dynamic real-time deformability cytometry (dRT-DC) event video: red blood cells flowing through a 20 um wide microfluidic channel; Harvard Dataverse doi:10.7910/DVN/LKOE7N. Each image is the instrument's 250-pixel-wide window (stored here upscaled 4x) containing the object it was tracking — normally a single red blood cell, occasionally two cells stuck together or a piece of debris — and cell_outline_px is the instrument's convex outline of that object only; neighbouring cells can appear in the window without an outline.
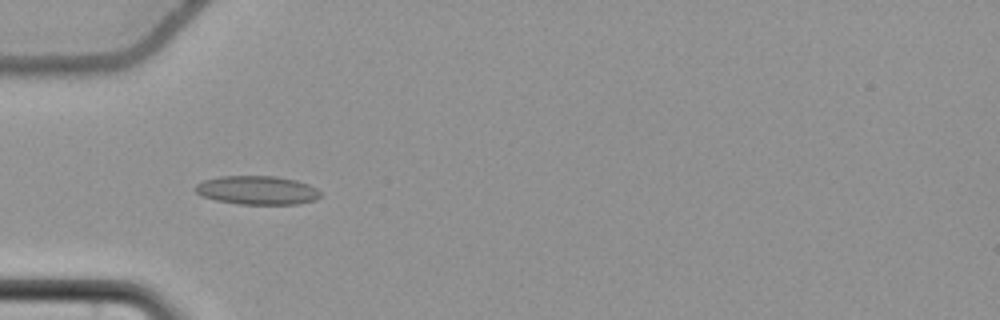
{"species": "common noctule bat (a hibernating species)", "species_latin": "Nyctalus noctula", "temperature_condition": "cold", "stored_images_in_passage": 58, "camera_frame_rate_fps": 3000, "um_per_image_px": 0.085, "animal": {"sex": "female", "body_mass_g": 22.7, "forearm_length_mm": 54.2}, "frame": {"image": 1, "passage_image": 20, "time_ms": 6.333, "image_size_px": [1000, 320], "cell_outline_px": [[320, 196], [316, 200], [296, 204], [236, 204], [216, 200], [200, 196], [192, 188], [196, 184], [204, 180], [220, 176], [276, 176], [296, 180], [308, 184], [316, 188], [320, 192]], "centroid_in_image_um": [21.82, 16.17], "position_along_channel_um": 63.2, "area_um2": 21.1}}
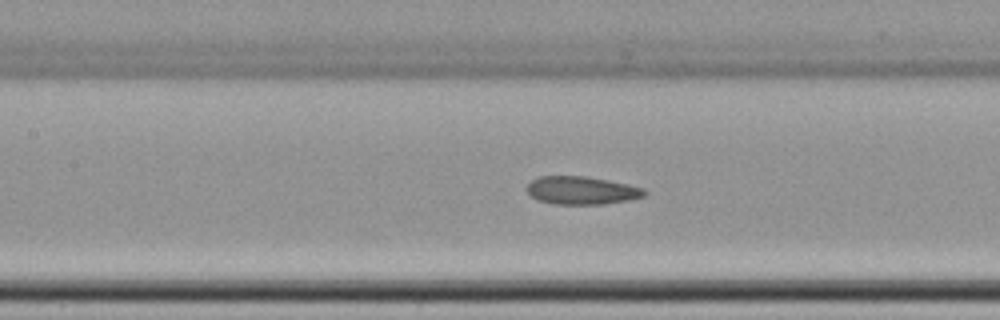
{"frame": {"image": 2, "passage_image": 28, "time_ms": 9.0, "image_size_px": [1000, 320], "cell_outline_px": [[648, 192], [644, 196], [628, 200], [604, 204], [552, 204], [536, 200], [528, 192], [528, 184], [532, 180], [540, 176], [584, 176], [608, 180], [628, 184], [644, 188]], "centroid_in_image_um": [49.45, 16.19], "position_along_channel_um": 157.9, "area_um2": 19.19}}
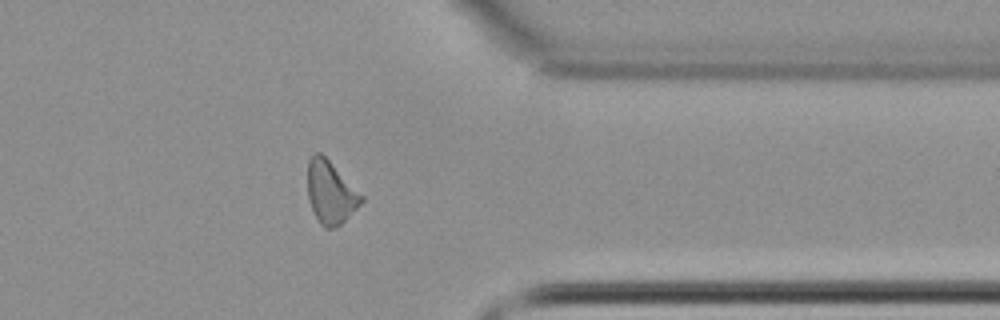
{"frame": {"image": 3, "passage_image": 47, "time_ms": 15.333, "image_size_px": [1000, 320], "cell_outline_px": [[364, 200], [340, 224], [332, 228], [324, 228], [320, 224], [308, 200], [308, 160], [312, 152], [320, 152], [364, 196]], "centroid_in_image_um": [28.08, 16.34], "position_along_channel_um": 383.3, "area_um2": 19.31}, "authors_computed_cell_mechanics": {"area_um2": 20.0277, "velocity_mm_per_s": 3.7038, "shape_relaxation_time_tau1_ms": null, "shape_relaxation_time_tau2_ms": 8.6431, "deformation_change_tau1": null, "deformation_change_tau2": 0.1845}}